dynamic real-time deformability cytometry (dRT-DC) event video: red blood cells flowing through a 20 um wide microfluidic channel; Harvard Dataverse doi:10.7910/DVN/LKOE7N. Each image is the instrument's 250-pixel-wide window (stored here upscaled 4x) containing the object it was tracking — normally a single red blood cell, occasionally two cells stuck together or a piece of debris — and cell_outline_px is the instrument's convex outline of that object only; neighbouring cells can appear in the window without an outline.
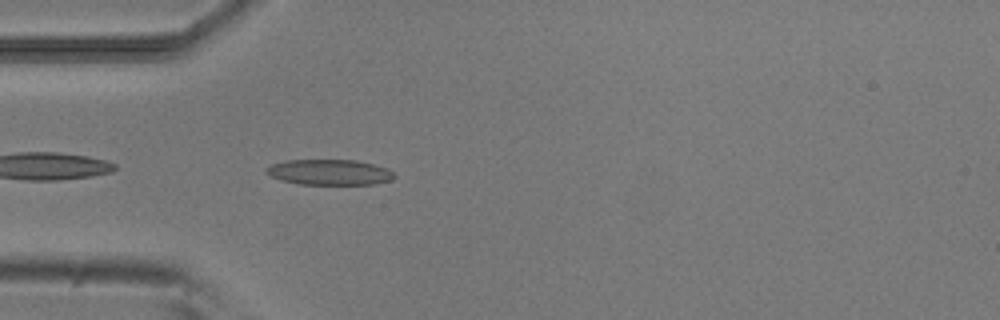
{"species": "common noctule bat (a hibernating species)", "species_latin": "Nyctalus noctula", "temperature_condition": "room temperature", "stored_images_in_passage": 27, "camera_frame_rate_fps": 3000, "um_per_image_px": 0.085, "animal": {"sex": "male", "body_mass_g": 20.5, "forearm_length_mm": 52.5}, "frame": {"image": 1, "passage_image": 2, "time_ms": 0.333, "image_size_px": [1000, 320], "cell_outline_px": [[396, 176], [392, 180], [372, 184], [300, 184], [280, 180], [264, 172], [264, 168], [272, 164], [284, 160], [356, 160], [388, 168]], "centroid_in_image_um": [27.98, 14.63], "position_along_channel_um": 57.0, "area_um2": 19.07}}
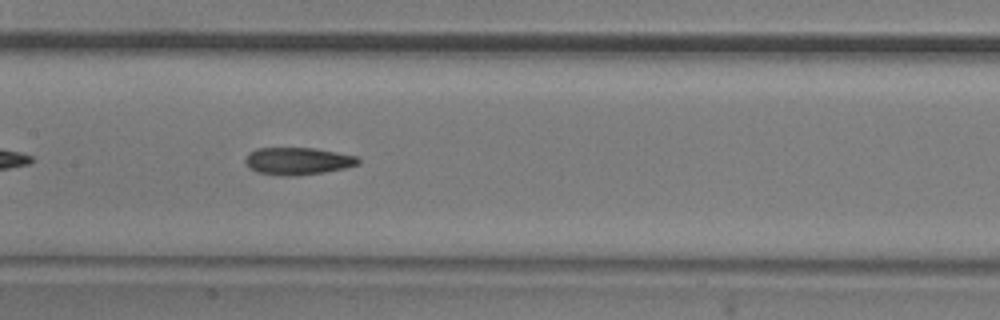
{"frame": {"image": 2, "passage_image": 12, "time_ms": 3.667, "image_size_px": [1000, 320], "cell_outline_px": [[360, 164], [344, 168], [324, 172], [296, 176], [280, 176], [256, 172], [248, 168], [244, 160], [248, 152], [256, 148], [316, 148], [356, 156], [360, 160]], "centroid_in_image_um": [25.27, 13.69], "position_along_channel_um": 182.1, "area_um2": 18.21}}
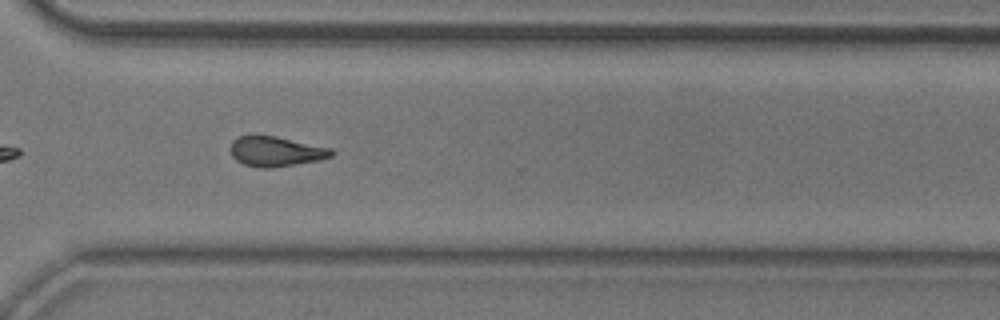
{"frame": {"image": 3, "passage_image": 25, "time_ms": 8.0, "image_size_px": [1000, 320], "cell_outline_px": [[336, 152], [332, 156], [320, 160], [272, 168], [260, 168], [244, 164], [236, 160], [232, 156], [232, 140], [240, 136], [276, 136], [332, 148]], "centroid_in_image_um": [23.5, 12.88], "position_along_channel_um": 347.1, "area_um2": 17.57}, "authors_computed_cell_mechanics": {"area_um2": 17.9758, "velocity_mm_per_s": 3.8188, "shape_relaxation_time_tau1_ms": 9.7858, "shape_relaxation_time_tau2_ms": 5.2248, "deformation_change_tau1": 0.2085, "deformation_change_tau2": 0.1486}}